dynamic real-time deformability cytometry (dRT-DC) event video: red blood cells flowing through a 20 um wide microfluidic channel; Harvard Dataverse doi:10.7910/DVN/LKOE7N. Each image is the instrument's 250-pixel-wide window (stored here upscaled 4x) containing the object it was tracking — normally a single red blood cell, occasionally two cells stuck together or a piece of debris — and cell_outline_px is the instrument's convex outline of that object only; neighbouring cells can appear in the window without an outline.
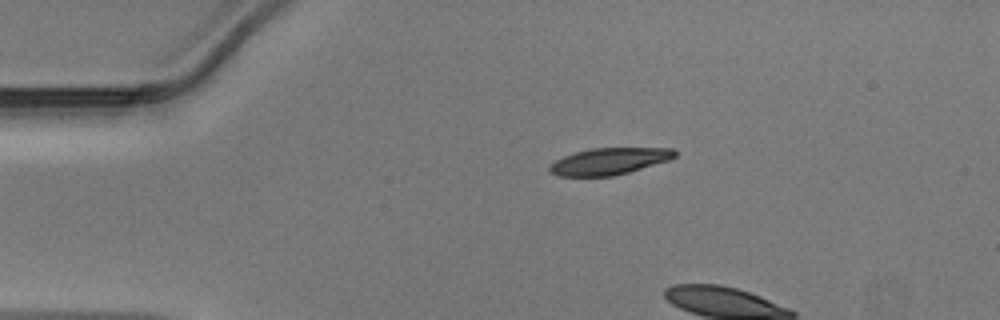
{"species": "Egyptian fruit bat (a non-hibernating species)", "species_latin": "Rousettus aegyptiacus", "temperature_condition": "warm", "stored_images_in_passage": 4, "camera_frame_rate_fps": 3000, "um_per_image_px": 0.085, "animal": {"sex": "male"}, "frame": {"image": 1, "passage_image": 1, "time_ms": 0.0, "image_size_px": [1000, 320], "cell_outline_px": [[676, 156], [668, 160], [628, 172], [612, 176], [556, 176], [548, 172], [548, 164], [564, 156], [576, 152], [592, 148], [672, 148], [676, 152]], "centroid_in_image_um": [51.72, 13.71], "position_along_channel_um": 33.3, "area_um2": 19.42}}